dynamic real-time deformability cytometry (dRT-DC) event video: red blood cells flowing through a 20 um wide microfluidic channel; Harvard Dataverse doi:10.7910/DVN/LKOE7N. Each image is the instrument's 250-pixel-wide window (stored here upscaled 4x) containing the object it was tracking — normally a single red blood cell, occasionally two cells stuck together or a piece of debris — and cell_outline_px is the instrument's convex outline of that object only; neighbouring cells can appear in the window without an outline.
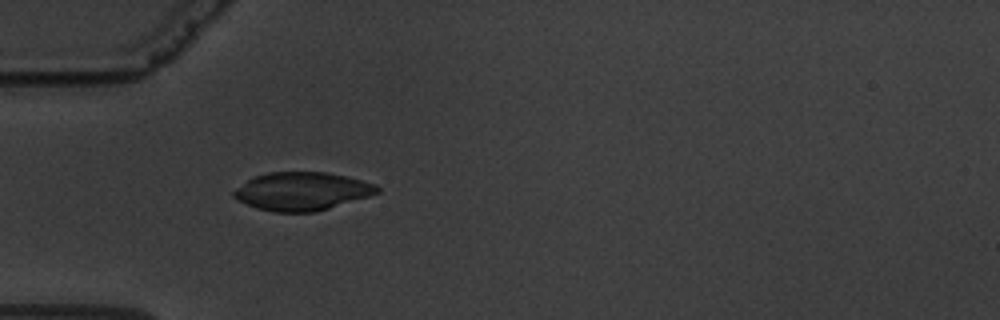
{"species": "common noctule bat (a hibernating species)", "species_latin": "Nyctalus noctula", "temperature_condition": "warm", "stored_images_in_passage": 42, "camera_frame_rate_fps": 3000, "um_per_image_px": 0.085, "animal": {"sex": "male", "body_mass_g": 19.5, "forearm_length_mm": 54.6}, "frame": {"image": 1, "passage_image": 1, "time_ms": 0.0, "image_size_px": [1000, 320], "cell_outline_px": [[380, 192], [368, 196], [316, 212], [272, 212], [256, 208], [236, 200], [232, 196], [232, 192], [236, 188], [248, 180], [256, 176], [268, 172], [324, 172], [344, 176], [376, 184], [380, 188]], "centroid_in_image_um": [25.63, 16.27], "position_along_channel_um": 59.4, "area_um2": 31.79}}
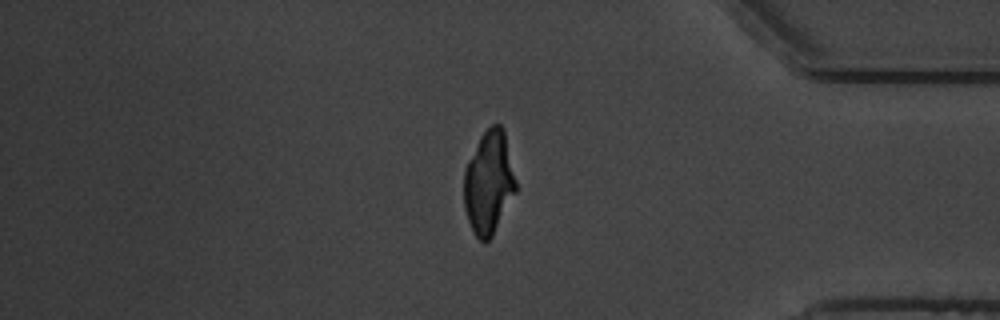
{"frame": {"image": 2, "passage_image": 33, "time_ms": 10.667, "image_size_px": [1000, 320], "cell_outline_px": [[516, 192], [492, 236], [484, 244], [476, 236], [468, 220], [464, 208], [464, 168], [480, 136], [492, 124], [500, 124], [504, 128], [516, 180]], "centroid_in_image_um": [41.55, 15.51], "position_along_channel_um": 393.7, "area_um2": 31.21}}
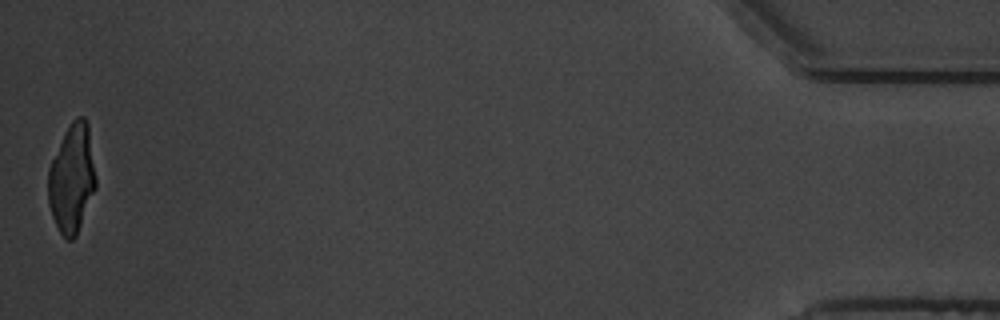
{"frame": {"image": 3, "passage_image": 42, "time_ms": 13.667, "image_size_px": [1000, 320], "cell_outline_px": [[96, 188], [76, 236], [72, 240], [68, 240], [60, 232], [52, 216], [48, 204], [48, 168], [64, 132], [72, 120], [76, 116], [84, 116], [88, 124], [96, 176]], "centroid_in_image_um": [6.11, 15.15], "position_along_channel_um": 429.1, "area_um2": 30.23}}